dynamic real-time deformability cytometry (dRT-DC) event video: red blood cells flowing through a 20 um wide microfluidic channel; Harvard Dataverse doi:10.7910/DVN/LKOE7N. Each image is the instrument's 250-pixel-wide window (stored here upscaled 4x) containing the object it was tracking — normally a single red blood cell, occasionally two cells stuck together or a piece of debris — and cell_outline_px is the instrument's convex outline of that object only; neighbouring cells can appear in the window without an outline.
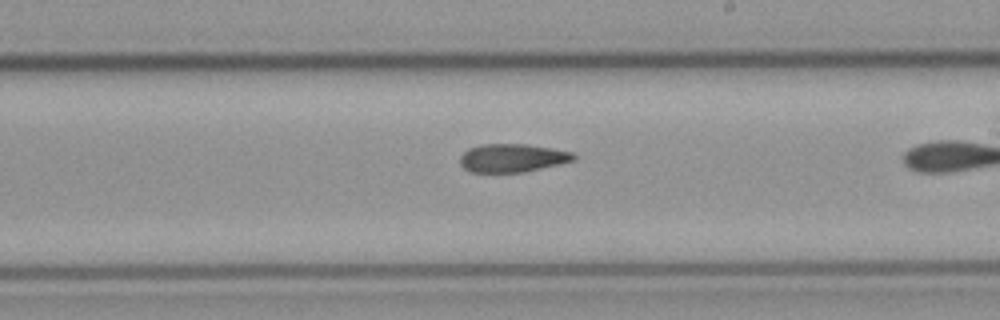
{"species": "common noctule bat (a hibernating species)", "species_latin": "Nyctalus noctula", "temperature_condition": "cold", "stored_images_in_passage": 13, "camera_frame_rate_fps": 3000, "um_per_image_px": 0.085, "animal": {"sex": "male", "body_mass_g": 23.1, "forearm_length_mm": 52.7}, "frame": {"image": 1, "passage_image": 11, "time_ms": 3.333, "image_size_px": [1000, 320], "cell_outline_px": [[576, 160], [560, 164], [524, 172], [468, 172], [460, 164], [460, 156], [468, 148], [484, 144], [524, 144], [552, 148], [572, 152], [576, 156]], "centroid_in_image_um": [43.55, 13.43], "position_along_channel_um": 245.5, "area_um2": 18.79}}